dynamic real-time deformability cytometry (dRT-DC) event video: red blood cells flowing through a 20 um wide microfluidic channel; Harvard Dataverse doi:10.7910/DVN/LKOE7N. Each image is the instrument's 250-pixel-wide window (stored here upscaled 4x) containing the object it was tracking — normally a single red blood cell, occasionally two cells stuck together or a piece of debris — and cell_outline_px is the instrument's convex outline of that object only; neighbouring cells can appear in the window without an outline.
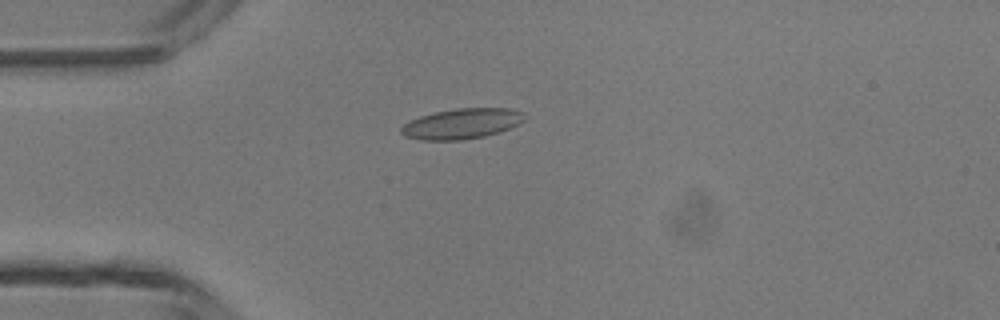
{"species": "common noctule bat (a hibernating species)", "species_latin": "Nyctalus noctula", "temperature_condition": "room temperature", "stored_images_in_passage": 31, "camera_frame_rate_fps": 3000, "um_per_image_px": 0.085, "animal": {"sex": "male", "body_mass_g": 13.3}, "frame": {"image": 1, "passage_image": 1, "time_ms": 0.0, "image_size_px": [1000, 320], "cell_outline_px": [[524, 120], [520, 124], [500, 132], [484, 136], [460, 140], [420, 140], [404, 136], [400, 132], [400, 128], [404, 124], [420, 116], [436, 112], [456, 108], [512, 108], [524, 112]], "centroid_in_image_um": [39.28, 10.51], "position_along_channel_um": 45.7, "area_um2": 21.91}}
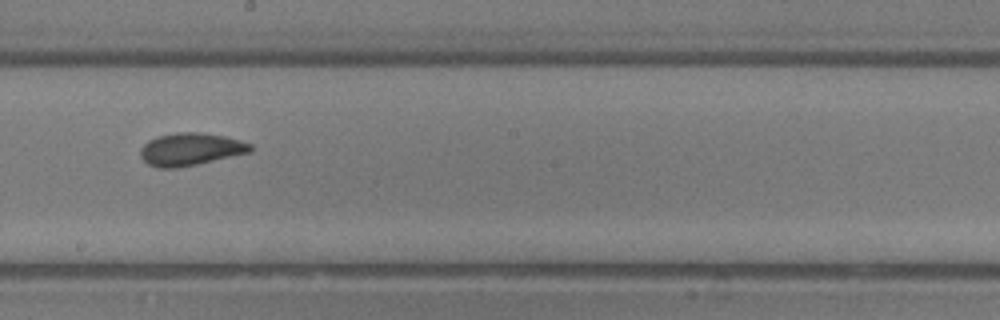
{"frame": {"image": 2, "passage_image": 15, "time_ms": 4.667, "image_size_px": [1000, 320], "cell_outline_px": [[252, 152], [196, 164], [176, 168], [156, 168], [148, 164], [140, 156], [140, 148], [148, 140], [156, 136], [176, 132], [200, 132], [224, 136], [240, 140], [252, 144]], "centroid_in_image_um": [16.18, 12.68], "position_along_channel_um": 232.0, "area_um2": 20.98}}
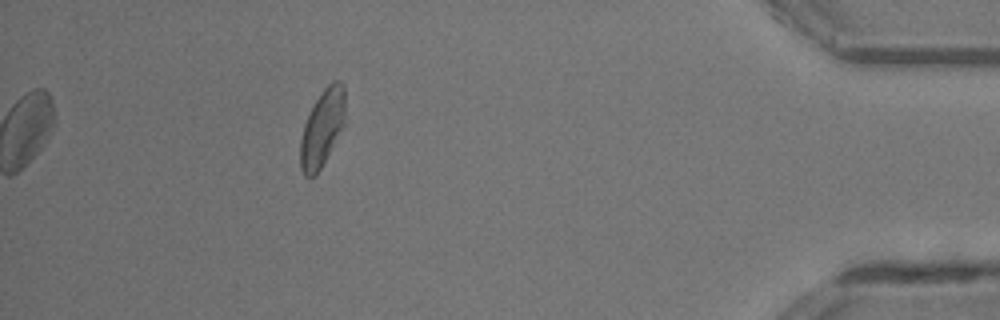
{"frame": {"image": 3, "passage_image": 31, "time_ms": 10.0, "image_size_px": [1000, 320], "cell_outline_px": [[344, 128], [316, 176], [304, 176], [300, 168], [300, 140], [304, 124], [316, 100], [324, 88], [332, 80], [340, 80], [344, 84]], "centroid_in_image_um": [27.4, 10.9], "position_along_channel_um": 407.8, "area_um2": 20.17}, "authors_computed_cell_mechanics": {"area_um2": 20.1722, "velocity_mm_per_s": 4.3512, "shape_relaxation_time_tau1_ms": 10.5062, "shape_relaxation_time_tau2_ms": 1.1446, "deformation_change_tau1": 0.2317, "deformation_change_tau2": 0.0451}}